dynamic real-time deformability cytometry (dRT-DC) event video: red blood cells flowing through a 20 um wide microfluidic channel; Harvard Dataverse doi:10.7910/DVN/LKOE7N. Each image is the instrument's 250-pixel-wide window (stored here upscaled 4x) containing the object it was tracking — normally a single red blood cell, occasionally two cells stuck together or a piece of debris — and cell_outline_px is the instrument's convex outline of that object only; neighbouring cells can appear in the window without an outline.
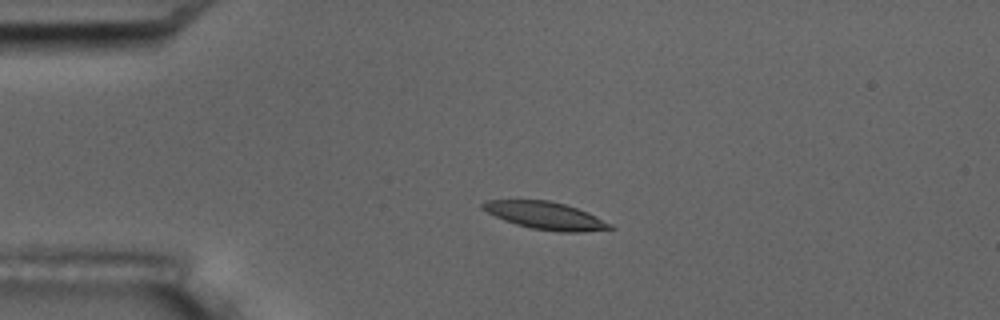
{"species": "common noctule bat (a hibernating species)", "species_latin": "Nyctalus noctula", "temperature_condition": "room temperature", "stored_images_in_passage": 6, "camera_frame_rate_fps": 3000, "um_per_image_px": 0.085, "animal": {"sex": "male", "body_mass_g": 17.5, "forearm_length_mm": 52.3}, "frame": {"image": 1, "passage_image": 4, "time_ms": 3.333, "image_size_px": [1000, 320], "cell_outline_px": [[616, 228], [584, 232], [560, 232], [532, 228], [516, 224], [504, 220], [480, 208], [480, 204], [488, 200], [548, 200], [564, 204], [588, 212], [612, 224]], "centroid_in_image_um": [46.38, 18.33], "position_along_channel_um": 38.6, "area_um2": 20.29}}